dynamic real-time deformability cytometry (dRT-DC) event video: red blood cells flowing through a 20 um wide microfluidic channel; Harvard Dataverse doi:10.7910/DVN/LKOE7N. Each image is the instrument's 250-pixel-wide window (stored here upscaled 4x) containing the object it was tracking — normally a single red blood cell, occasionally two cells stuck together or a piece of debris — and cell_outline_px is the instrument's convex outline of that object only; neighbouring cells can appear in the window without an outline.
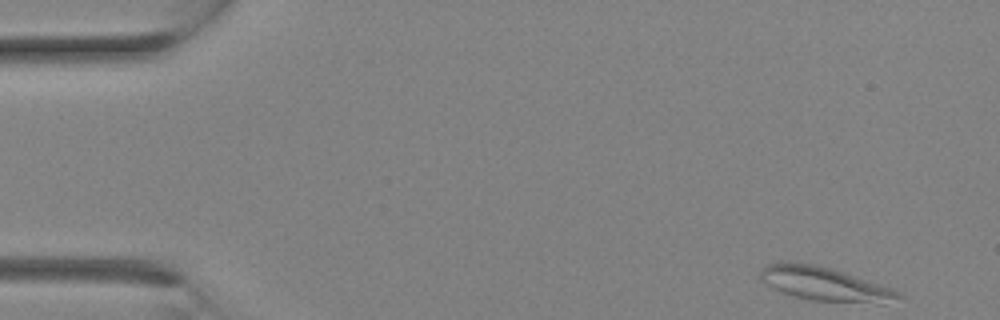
{"species": "Egyptian fruit bat (a non-hibernating species)", "species_latin": "Rousettus aegyptiacus", "temperature_condition": "room temperature", "stored_images_in_passage": 9, "camera_frame_rate_fps": 3000, "um_per_image_px": 0.085, "animal": {"sex": "female"}, "frame": {"image": 1, "passage_image": 1, "time_ms": 0.0, "image_size_px": [1000, 320], "cell_outline_px": [[904, 296], [884, 304], [880, 304], [812, 300], [780, 292], [764, 284], [760, 276], [760, 268], [768, 264], [784, 260], [812, 264], [844, 272], [892, 288], [900, 292]], "centroid_in_image_um": [70.07, 24.13], "position_along_channel_um": 14.9, "area_um2": 27.34}}
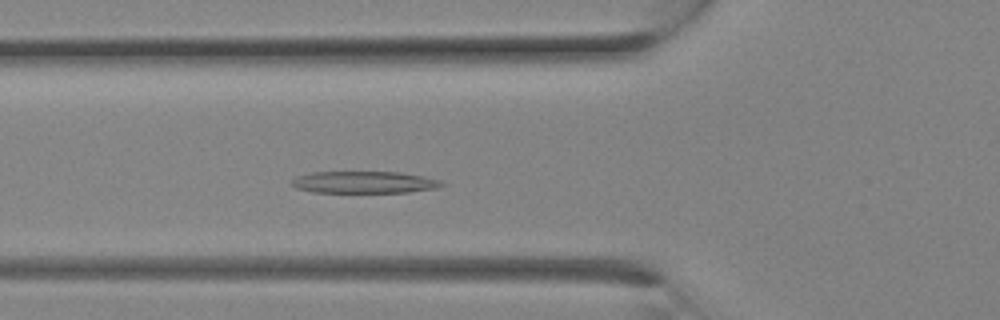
{"frame": {"image": 2, "passage_image": 9, "time_ms": 2.667, "image_size_px": [1000, 320], "cell_outline_px": [[448, 184], [440, 188], [408, 192], [312, 192], [296, 188], [292, 184], [292, 180], [296, 176], [312, 172], [400, 172], [424, 176], [440, 180]], "centroid_in_image_um": [31.02, 15.49], "position_along_channel_um": 94.8, "area_um2": 19.31}}